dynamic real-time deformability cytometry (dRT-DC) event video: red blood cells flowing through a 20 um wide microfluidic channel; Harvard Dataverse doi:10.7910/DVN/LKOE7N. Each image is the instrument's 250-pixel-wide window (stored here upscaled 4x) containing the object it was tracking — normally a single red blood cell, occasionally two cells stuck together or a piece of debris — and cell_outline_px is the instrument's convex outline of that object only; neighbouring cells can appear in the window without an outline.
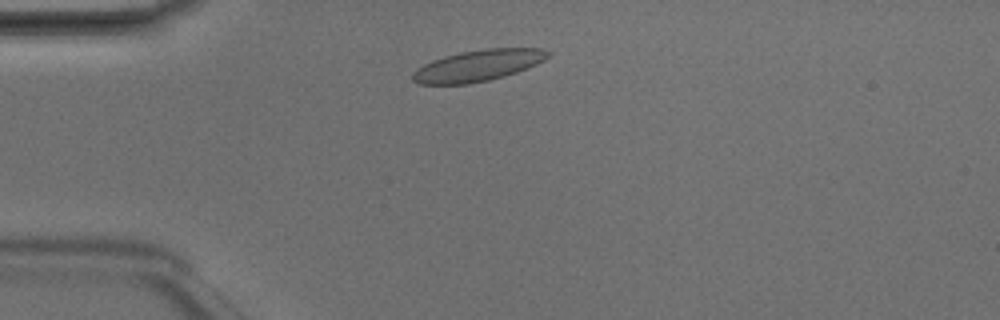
{"species": "Egyptian fruit bat (a non-hibernating species)", "species_latin": "Rousettus aegyptiacus", "temperature_condition": "room temperature", "stored_images_in_passage": 3, "camera_frame_rate_fps": 3000, "um_per_image_px": 0.085, "animal": {"sex": "male"}, "frame": {"image": 1, "passage_image": 2, "time_ms": 0.333, "image_size_px": [1000, 320], "cell_outline_px": [[552, 52], [544, 60], [536, 64], [516, 72], [504, 76], [488, 80], [468, 84], [420, 84], [412, 80], [412, 72], [416, 68], [432, 60], [444, 56], [460, 52], [484, 48], [544, 48]], "centroid_in_image_um": [40.62, 5.56], "position_along_channel_um": 44.4, "area_um2": 24.74}}